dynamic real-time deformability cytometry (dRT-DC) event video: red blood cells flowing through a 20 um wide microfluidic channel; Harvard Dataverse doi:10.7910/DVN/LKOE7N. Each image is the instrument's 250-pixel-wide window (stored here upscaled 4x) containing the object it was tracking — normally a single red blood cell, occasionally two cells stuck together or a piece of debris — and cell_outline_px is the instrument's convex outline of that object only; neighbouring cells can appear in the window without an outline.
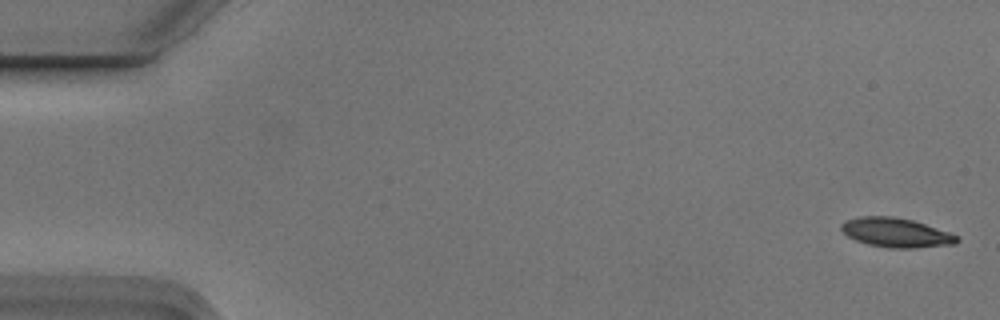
{"species": "Egyptian fruit bat (a non-hibernating species)", "species_latin": "Rousettus aegyptiacus", "temperature_condition": "cold", "stored_images_in_passage": 5, "camera_frame_rate_fps": 3000, "um_per_image_px": 0.085, "animal": {"sex": "male"}, "frame": {"image": 1, "passage_image": 1, "time_ms": 0.0, "image_size_px": [1000, 320], "cell_outline_px": [[960, 240], [956, 244], [916, 248], [888, 248], [868, 244], [856, 240], [848, 236], [840, 228], [840, 224], [848, 220], [860, 216], [892, 216], [912, 220], [960, 236]], "centroid_in_image_um": [76.19, 19.78], "position_along_channel_um": 8.8, "area_um2": 19.71}}
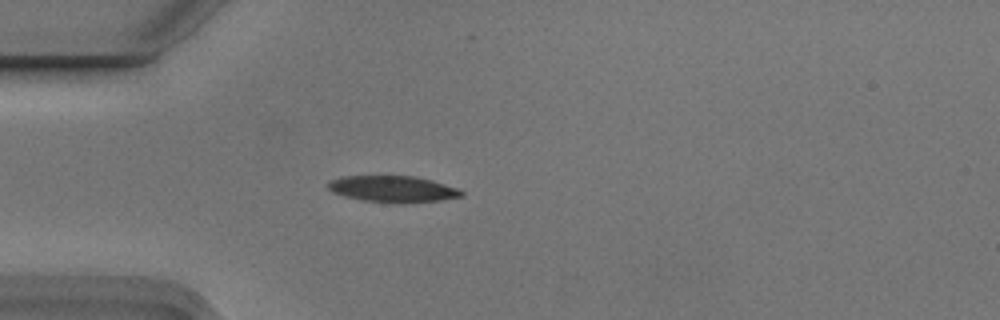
{"frame": {"image": 2, "passage_image": 5, "time_ms": 1.333, "image_size_px": [1000, 320], "cell_outline_px": [[464, 196], [440, 200], [404, 204], [400, 204], [360, 200], [344, 196], [332, 192], [328, 188], [328, 184], [332, 180], [340, 176], [416, 176], [432, 180], [456, 188], [464, 192]], "centroid_in_image_um": [33.4, 16.08], "position_along_channel_um": 51.6, "area_um2": 20.69}}